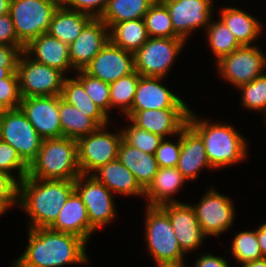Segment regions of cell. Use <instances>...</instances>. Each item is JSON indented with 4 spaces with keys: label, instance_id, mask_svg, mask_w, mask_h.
Here are the masks:
<instances>
[{
    "label": "cell",
    "instance_id": "cell-1",
    "mask_svg": "<svg viewBox=\"0 0 266 267\" xmlns=\"http://www.w3.org/2000/svg\"><path fill=\"white\" fill-rule=\"evenodd\" d=\"M86 241L50 228L28 229V244L13 267H63L87 264Z\"/></svg>",
    "mask_w": 266,
    "mask_h": 267
},
{
    "label": "cell",
    "instance_id": "cell-2",
    "mask_svg": "<svg viewBox=\"0 0 266 267\" xmlns=\"http://www.w3.org/2000/svg\"><path fill=\"white\" fill-rule=\"evenodd\" d=\"M74 190V180H44L25 176L19 184L17 207L30 217L28 229L49 228Z\"/></svg>",
    "mask_w": 266,
    "mask_h": 267
},
{
    "label": "cell",
    "instance_id": "cell-3",
    "mask_svg": "<svg viewBox=\"0 0 266 267\" xmlns=\"http://www.w3.org/2000/svg\"><path fill=\"white\" fill-rule=\"evenodd\" d=\"M193 113V110L189 113L188 124L204 141L207 159L214 169L226 168L247 158V139L234 126L225 122L210 123Z\"/></svg>",
    "mask_w": 266,
    "mask_h": 267
},
{
    "label": "cell",
    "instance_id": "cell-4",
    "mask_svg": "<svg viewBox=\"0 0 266 267\" xmlns=\"http://www.w3.org/2000/svg\"><path fill=\"white\" fill-rule=\"evenodd\" d=\"M79 175L77 140L65 136L43 140L27 174L44 180H75Z\"/></svg>",
    "mask_w": 266,
    "mask_h": 267
},
{
    "label": "cell",
    "instance_id": "cell-5",
    "mask_svg": "<svg viewBox=\"0 0 266 267\" xmlns=\"http://www.w3.org/2000/svg\"><path fill=\"white\" fill-rule=\"evenodd\" d=\"M145 241L148 253L158 267L185 265L187 256L181 249L168 214L160 206L145 207ZM185 255V256H184Z\"/></svg>",
    "mask_w": 266,
    "mask_h": 267
},
{
    "label": "cell",
    "instance_id": "cell-6",
    "mask_svg": "<svg viewBox=\"0 0 266 267\" xmlns=\"http://www.w3.org/2000/svg\"><path fill=\"white\" fill-rule=\"evenodd\" d=\"M61 0H11L9 15L18 40L26 46L32 39L47 33Z\"/></svg>",
    "mask_w": 266,
    "mask_h": 267
},
{
    "label": "cell",
    "instance_id": "cell-7",
    "mask_svg": "<svg viewBox=\"0 0 266 267\" xmlns=\"http://www.w3.org/2000/svg\"><path fill=\"white\" fill-rule=\"evenodd\" d=\"M17 74L21 98L61 96L65 74L34 61L24 51L18 60Z\"/></svg>",
    "mask_w": 266,
    "mask_h": 267
},
{
    "label": "cell",
    "instance_id": "cell-8",
    "mask_svg": "<svg viewBox=\"0 0 266 267\" xmlns=\"http://www.w3.org/2000/svg\"><path fill=\"white\" fill-rule=\"evenodd\" d=\"M181 38H151L136 51L134 68L141 76L165 78L186 44Z\"/></svg>",
    "mask_w": 266,
    "mask_h": 267
},
{
    "label": "cell",
    "instance_id": "cell-9",
    "mask_svg": "<svg viewBox=\"0 0 266 267\" xmlns=\"http://www.w3.org/2000/svg\"><path fill=\"white\" fill-rule=\"evenodd\" d=\"M107 128V125L100 126L77 140L81 174L92 175L102 165L118 158L119 146L123 140L122 131L110 133Z\"/></svg>",
    "mask_w": 266,
    "mask_h": 267
},
{
    "label": "cell",
    "instance_id": "cell-10",
    "mask_svg": "<svg viewBox=\"0 0 266 267\" xmlns=\"http://www.w3.org/2000/svg\"><path fill=\"white\" fill-rule=\"evenodd\" d=\"M0 140L11 145L28 166L36 158L43 141L20 108L0 113Z\"/></svg>",
    "mask_w": 266,
    "mask_h": 267
},
{
    "label": "cell",
    "instance_id": "cell-11",
    "mask_svg": "<svg viewBox=\"0 0 266 267\" xmlns=\"http://www.w3.org/2000/svg\"><path fill=\"white\" fill-rule=\"evenodd\" d=\"M217 73L238 88L250 83L266 70V54L258 46L242 45L216 63Z\"/></svg>",
    "mask_w": 266,
    "mask_h": 267
},
{
    "label": "cell",
    "instance_id": "cell-12",
    "mask_svg": "<svg viewBox=\"0 0 266 267\" xmlns=\"http://www.w3.org/2000/svg\"><path fill=\"white\" fill-rule=\"evenodd\" d=\"M75 191L87 208L90 225L101 229L114 221L116 207L113 193L93 175H79L74 180Z\"/></svg>",
    "mask_w": 266,
    "mask_h": 267
},
{
    "label": "cell",
    "instance_id": "cell-13",
    "mask_svg": "<svg viewBox=\"0 0 266 267\" xmlns=\"http://www.w3.org/2000/svg\"><path fill=\"white\" fill-rule=\"evenodd\" d=\"M212 188L192 207L206 237L219 236L232 227L235 220L234 202Z\"/></svg>",
    "mask_w": 266,
    "mask_h": 267
},
{
    "label": "cell",
    "instance_id": "cell-14",
    "mask_svg": "<svg viewBox=\"0 0 266 267\" xmlns=\"http://www.w3.org/2000/svg\"><path fill=\"white\" fill-rule=\"evenodd\" d=\"M167 7L174 32L187 40L196 29L210 25L214 0H161Z\"/></svg>",
    "mask_w": 266,
    "mask_h": 267
},
{
    "label": "cell",
    "instance_id": "cell-15",
    "mask_svg": "<svg viewBox=\"0 0 266 267\" xmlns=\"http://www.w3.org/2000/svg\"><path fill=\"white\" fill-rule=\"evenodd\" d=\"M190 108L129 111L125 117L136 127L162 138L177 136L188 124Z\"/></svg>",
    "mask_w": 266,
    "mask_h": 267
},
{
    "label": "cell",
    "instance_id": "cell-16",
    "mask_svg": "<svg viewBox=\"0 0 266 267\" xmlns=\"http://www.w3.org/2000/svg\"><path fill=\"white\" fill-rule=\"evenodd\" d=\"M19 108L43 140L62 137L59 96L21 98Z\"/></svg>",
    "mask_w": 266,
    "mask_h": 267
},
{
    "label": "cell",
    "instance_id": "cell-17",
    "mask_svg": "<svg viewBox=\"0 0 266 267\" xmlns=\"http://www.w3.org/2000/svg\"><path fill=\"white\" fill-rule=\"evenodd\" d=\"M84 71L108 84L135 71L134 55L110 40L84 68Z\"/></svg>",
    "mask_w": 266,
    "mask_h": 267
},
{
    "label": "cell",
    "instance_id": "cell-18",
    "mask_svg": "<svg viewBox=\"0 0 266 267\" xmlns=\"http://www.w3.org/2000/svg\"><path fill=\"white\" fill-rule=\"evenodd\" d=\"M160 207L168 214L176 239L185 254L202 245L206 236L202 232L192 204L173 202Z\"/></svg>",
    "mask_w": 266,
    "mask_h": 267
},
{
    "label": "cell",
    "instance_id": "cell-19",
    "mask_svg": "<svg viewBox=\"0 0 266 267\" xmlns=\"http://www.w3.org/2000/svg\"><path fill=\"white\" fill-rule=\"evenodd\" d=\"M109 40V27L100 18H93L68 45L72 67L84 70Z\"/></svg>",
    "mask_w": 266,
    "mask_h": 267
},
{
    "label": "cell",
    "instance_id": "cell-20",
    "mask_svg": "<svg viewBox=\"0 0 266 267\" xmlns=\"http://www.w3.org/2000/svg\"><path fill=\"white\" fill-rule=\"evenodd\" d=\"M161 77L141 76L130 111L190 108L180 96L162 84Z\"/></svg>",
    "mask_w": 266,
    "mask_h": 267
},
{
    "label": "cell",
    "instance_id": "cell-21",
    "mask_svg": "<svg viewBox=\"0 0 266 267\" xmlns=\"http://www.w3.org/2000/svg\"><path fill=\"white\" fill-rule=\"evenodd\" d=\"M204 168L214 170L207 159L204 141L187 124L181 130V151L177 169L187 180H195L199 176V172Z\"/></svg>",
    "mask_w": 266,
    "mask_h": 267
},
{
    "label": "cell",
    "instance_id": "cell-22",
    "mask_svg": "<svg viewBox=\"0 0 266 267\" xmlns=\"http://www.w3.org/2000/svg\"><path fill=\"white\" fill-rule=\"evenodd\" d=\"M24 52L34 61L56 68L65 73L73 69L69 56L68 44L44 33L32 39L24 49Z\"/></svg>",
    "mask_w": 266,
    "mask_h": 267
},
{
    "label": "cell",
    "instance_id": "cell-23",
    "mask_svg": "<svg viewBox=\"0 0 266 267\" xmlns=\"http://www.w3.org/2000/svg\"><path fill=\"white\" fill-rule=\"evenodd\" d=\"M51 230L69 233L89 241L92 233L96 230L90 225L87 208L78 193L74 190L62 210L59 212L55 222L49 227Z\"/></svg>",
    "mask_w": 266,
    "mask_h": 267
},
{
    "label": "cell",
    "instance_id": "cell-24",
    "mask_svg": "<svg viewBox=\"0 0 266 267\" xmlns=\"http://www.w3.org/2000/svg\"><path fill=\"white\" fill-rule=\"evenodd\" d=\"M187 179L177 167H159L153 181L144 190L147 206H162L167 203L180 202L173 199L182 189Z\"/></svg>",
    "mask_w": 266,
    "mask_h": 267
},
{
    "label": "cell",
    "instance_id": "cell-25",
    "mask_svg": "<svg viewBox=\"0 0 266 267\" xmlns=\"http://www.w3.org/2000/svg\"><path fill=\"white\" fill-rule=\"evenodd\" d=\"M92 175L113 194L144 197V189L134 174L118 158L102 165Z\"/></svg>",
    "mask_w": 266,
    "mask_h": 267
},
{
    "label": "cell",
    "instance_id": "cell-26",
    "mask_svg": "<svg viewBox=\"0 0 266 267\" xmlns=\"http://www.w3.org/2000/svg\"><path fill=\"white\" fill-rule=\"evenodd\" d=\"M118 159L134 174L135 179L144 190L153 181L159 168L153 154L145 153L127 144L124 140L119 146Z\"/></svg>",
    "mask_w": 266,
    "mask_h": 267
},
{
    "label": "cell",
    "instance_id": "cell-27",
    "mask_svg": "<svg viewBox=\"0 0 266 267\" xmlns=\"http://www.w3.org/2000/svg\"><path fill=\"white\" fill-rule=\"evenodd\" d=\"M92 19L91 15L68 9L60 4L53 14L47 33L69 45Z\"/></svg>",
    "mask_w": 266,
    "mask_h": 267
},
{
    "label": "cell",
    "instance_id": "cell-28",
    "mask_svg": "<svg viewBox=\"0 0 266 267\" xmlns=\"http://www.w3.org/2000/svg\"><path fill=\"white\" fill-rule=\"evenodd\" d=\"M220 10V20L227 25L241 45H253L262 34L261 22L250 13L232 6Z\"/></svg>",
    "mask_w": 266,
    "mask_h": 267
},
{
    "label": "cell",
    "instance_id": "cell-29",
    "mask_svg": "<svg viewBox=\"0 0 266 267\" xmlns=\"http://www.w3.org/2000/svg\"><path fill=\"white\" fill-rule=\"evenodd\" d=\"M61 97L90 117L99 127L109 125L110 117L86 93L83 84L75 77L64 79Z\"/></svg>",
    "mask_w": 266,
    "mask_h": 267
},
{
    "label": "cell",
    "instance_id": "cell-30",
    "mask_svg": "<svg viewBox=\"0 0 266 267\" xmlns=\"http://www.w3.org/2000/svg\"><path fill=\"white\" fill-rule=\"evenodd\" d=\"M109 38L114 45L134 54L149 36L144 19H134L114 23L109 28Z\"/></svg>",
    "mask_w": 266,
    "mask_h": 267
},
{
    "label": "cell",
    "instance_id": "cell-31",
    "mask_svg": "<svg viewBox=\"0 0 266 267\" xmlns=\"http://www.w3.org/2000/svg\"><path fill=\"white\" fill-rule=\"evenodd\" d=\"M59 115L62 137L78 140L95 131L99 126L85 113L68 104L59 96Z\"/></svg>",
    "mask_w": 266,
    "mask_h": 267
},
{
    "label": "cell",
    "instance_id": "cell-32",
    "mask_svg": "<svg viewBox=\"0 0 266 267\" xmlns=\"http://www.w3.org/2000/svg\"><path fill=\"white\" fill-rule=\"evenodd\" d=\"M156 0H108L100 19L110 28L114 23L143 19Z\"/></svg>",
    "mask_w": 266,
    "mask_h": 267
},
{
    "label": "cell",
    "instance_id": "cell-33",
    "mask_svg": "<svg viewBox=\"0 0 266 267\" xmlns=\"http://www.w3.org/2000/svg\"><path fill=\"white\" fill-rule=\"evenodd\" d=\"M205 32L207 33L209 47L216 58V63L224 56L229 55L235 49L242 46L227 25L220 19L214 21L212 18Z\"/></svg>",
    "mask_w": 266,
    "mask_h": 267
},
{
    "label": "cell",
    "instance_id": "cell-34",
    "mask_svg": "<svg viewBox=\"0 0 266 267\" xmlns=\"http://www.w3.org/2000/svg\"><path fill=\"white\" fill-rule=\"evenodd\" d=\"M143 19L149 37L180 38L174 32L169 11L161 0H156L152 4Z\"/></svg>",
    "mask_w": 266,
    "mask_h": 267
},
{
    "label": "cell",
    "instance_id": "cell-35",
    "mask_svg": "<svg viewBox=\"0 0 266 267\" xmlns=\"http://www.w3.org/2000/svg\"><path fill=\"white\" fill-rule=\"evenodd\" d=\"M140 77L141 75L134 71L109 84L110 111L113 108H120L125 116L131 110Z\"/></svg>",
    "mask_w": 266,
    "mask_h": 267
},
{
    "label": "cell",
    "instance_id": "cell-36",
    "mask_svg": "<svg viewBox=\"0 0 266 267\" xmlns=\"http://www.w3.org/2000/svg\"><path fill=\"white\" fill-rule=\"evenodd\" d=\"M231 244L232 246L228 251H231V256L237 260V263L243 264L263 258L256 230L238 232L235 234Z\"/></svg>",
    "mask_w": 266,
    "mask_h": 267
},
{
    "label": "cell",
    "instance_id": "cell-37",
    "mask_svg": "<svg viewBox=\"0 0 266 267\" xmlns=\"http://www.w3.org/2000/svg\"><path fill=\"white\" fill-rule=\"evenodd\" d=\"M241 103L247 110L259 111L266 115V72L250 83L238 87Z\"/></svg>",
    "mask_w": 266,
    "mask_h": 267
},
{
    "label": "cell",
    "instance_id": "cell-38",
    "mask_svg": "<svg viewBox=\"0 0 266 267\" xmlns=\"http://www.w3.org/2000/svg\"><path fill=\"white\" fill-rule=\"evenodd\" d=\"M75 73V77L83 84L91 100L110 117V85L87 74L84 70Z\"/></svg>",
    "mask_w": 266,
    "mask_h": 267
},
{
    "label": "cell",
    "instance_id": "cell-39",
    "mask_svg": "<svg viewBox=\"0 0 266 267\" xmlns=\"http://www.w3.org/2000/svg\"><path fill=\"white\" fill-rule=\"evenodd\" d=\"M128 123L129 125H127L126 128H122L123 130L121 129L123 140L127 144L145 153L154 155L163 138L136 127L129 120Z\"/></svg>",
    "mask_w": 266,
    "mask_h": 267
},
{
    "label": "cell",
    "instance_id": "cell-40",
    "mask_svg": "<svg viewBox=\"0 0 266 267\" xmlns=\"http://www.w3.org/2000/svg\"><path fill=\"white\" fill-rule=\"evenodd\" d=\"M0 171L14 176L19 182L28 174V165L8 143L0 140ZM14 172H17L13 174Z\"/></svg>",
    "mask_w": 266,
    "mask_h": 267
},
{
    "label": "cell",
    "instance_id": "cell-41",
    "mask_svg": "<svg viewBox=\"0 0 266 267\" xmlns=\"http://www.w3.org/2000/svg\"><path fill=\"white\" fill-rule=\"evenodd\" d=\"M20 182L11 174L0 171V215L19 204Z\"/></svg>",
    "mask_w": 266,
    "mask_h": 267
},
{
    "label": "cell",
    "instance_id": "cell-42",
    "mask_svg": "<svg viewBox=\"0 0 266 267\" xmlns=\"http://www.w3.org/2000/svg\"><path fill=\"white\" fill-rule=\"evenodd\" d=\"M21 103L19 78L17 72L0 79V106L4 110L17 109Z\"/></svg>",
    "mask_w": 266,
    "mask_h": 267
},
{
    "label": "cell",
    "instance_id": "cell-43",
    "mask_svg": "<svg viewBox=\"0 0 266 267\" xmlns=\"http://www.w3.org/2000/svg\"><path fill=\"white\" fill-rule=\"evenodd\" d=\"M177 136L179 138L174 143L167 141V138L161 141L154 154L158 167H177L181 151V132Z\"/></svg>",
    "mask_w": 266,
    "mask_h": 267
},
{
    "label": "cell",
    "instance_id": "cell-44",
    "mask_svg": "<svg viewBox=\"0 0 266 267\" xmlns=\"http://www.w3.org/2000/svg\"><path fill=\"white\" fill-rule=\"evenodd\" d=\"M108 0H61V4L78 12L91 15L93 18H100L103 14Z\"/></svg>",
    "mask_w": 266,
    "mask_h": 267
},
{
    "label": "cell",
    "instance_id": "cell-45",
    "mask_svg": "<svg viewBox=\"0 0 266 267\" xmlns=\"http://www.w3.org/2000/svg\"><path fill=\"white\" fill-rule=\"evenodd\" d=\"M0 44L25 47L17 38L14 24L9 14L0 16Z\"/></svg>",
    "mask_w": 266,
    "mask_h": 267
},
{
    "label": "cell",
    "instance_id": "cell-46",
    "mask_svg": "<svg viewBox=\"0 0 266 267\" xmlns=\"http://www.w3.org/2000/svg\"><path fill=\"white\" fill-rule=\"evenodd\" d=\"M25 47L0 44V64H18Z\"/></svg>",
    "mask_w": 266,
    "mask_h": 267
},
{
    "label": "cell",
    "instance_id": "cell-47",
    "mask_svg": "<svg viewBox=\"0 0 266 267\" xmlns=\"http://www.w3.org/2000/svg\"><path fill=\"white\" fill-rule=\"evenodd\" d=\"M195 267H230L229 262L220 256L212 255L210 253H203L196 259Z\"/></svg>",
    "mask_w": 266,
    "mask_h": 267
},
{
    "label": "cell",
    "instance_id": "cell-48",
    "mask_svg": "<svg viewBox=\"0 0 266 267\" xmlns=\"http://www.w3.org/2000/svg\"><path fill=\"white\" fill-rule=\"evenodd\" d=\"M256 236L262 252L263 257H266V222L261 224L256 230Z\"/></svg>",
    "mask_w": 266,
    "mask_h": 267
},
{
    "label": "cell",
    "instance_id": "cell-49",
    "mask_svg": "<svg viewBox=\"0 0 266 267\" xmlns=\"http://www.w3.org/2000/svg\"><path fill=\"white\" fill-rule=\"evenodd\" d=\"M14 72H17V64H0V79L7 78Z\"/></svg>",
    "mask_w": 266,
    "mask_h": 267
},
{
    "label": "cell",
    "instance_id": "cell-50",
    "mask_svg": "<svg viewBox=\"0 0 266 267\" xmlns=\"http://www.w3.org/2000/svg\"><path fill=\"white\" fill-rule=\"evenodd\" d=\"M241 267H266V257L258 260L248 261L241 264Z\"/></svg>",
    "mask_w": 266,
    "mask_h": 267
},
{
    "label": "cell",
    "instance_id": "cell-51",
    "mask_svg": "<svg viewBox=\"0 0 266 267\" xmlns=\"http://www.w3.org/2000/svg\"><path fill=\"white\" fill-rule=\"evenodd\" d=\"M11 0H0V16L9 14Z\"/></svg>",
    "mask_w": 266,
    "mask_h": 267
},
{
    "label": "cell",
    "instance_id": "cell-52",
    "mask_svg": "<svg viewBox=\"0 0 266 267\" xmlns=\"http://www.w3.org/2000/svg\"><path fill=\"white\" fill-rule=\"evenodd\" d=\"M171 267H188V266L182 265V266H171Z\"/></svg>",
    "mask_w": 266,
    "mask_h": 267
},
{
    "label": "cell",
    "instance_id": "cell-53",
    "mask_svg": "<svg viewBox=\"0 0 266 267\" xmlns=\"http://www.w3.org/2000/svg\"><path fill=\"white\" fill-rule=\"evenodd\" d=\"M4 109L0 106V113L3 111Z\"/></svg>",
    "mask_w": 266,
    "mask_h": 267
}]
</instances>
